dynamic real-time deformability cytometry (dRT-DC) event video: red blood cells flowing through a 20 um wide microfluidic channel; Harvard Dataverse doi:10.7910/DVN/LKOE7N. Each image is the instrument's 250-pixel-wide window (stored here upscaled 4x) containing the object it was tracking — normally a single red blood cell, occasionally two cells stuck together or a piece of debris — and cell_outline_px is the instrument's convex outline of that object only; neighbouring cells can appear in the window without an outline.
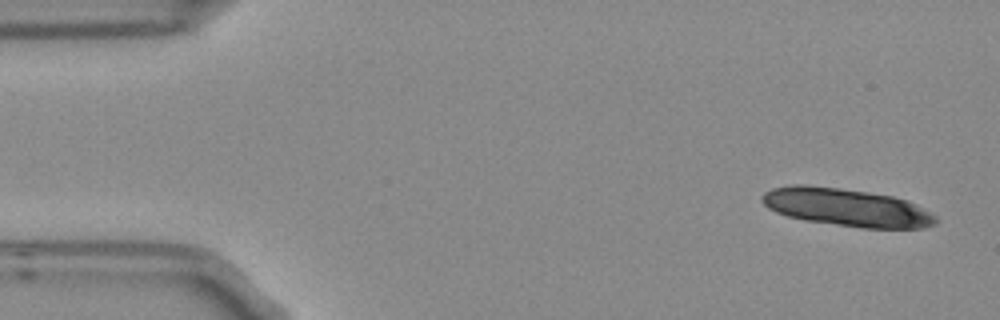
{"species": "Egyptian fruit bat (a non-hibernating species)", "species_latin": "Rousettus aegyptiacus", "temperature_condition": "room temperature", "stored_images_in_passage": 4, "camera_frame_rate_fps": 3000, "um_per_image_px": 0.085, "frame": {"image": 1, "passage_image": 1, "time_ms": 0.0, "image_size_px": [1000, 320], "cell_outline_px": [[940, 220], [936, 224], [924, 228], [860, 228], [804, 220], [788, 216], [776, 212], [768, 208], [760, 200], [760, 196], [764, 192], [772, 188], [792, 184], [804, 184], [840, 188], [868, 192], [892, 196], [908, 200], [916, 204], [936, 216]], "centroid_in_image_um": [71.96, 17.63], "position_along_channel_um": 13.0, "area_um2": 38.67}}